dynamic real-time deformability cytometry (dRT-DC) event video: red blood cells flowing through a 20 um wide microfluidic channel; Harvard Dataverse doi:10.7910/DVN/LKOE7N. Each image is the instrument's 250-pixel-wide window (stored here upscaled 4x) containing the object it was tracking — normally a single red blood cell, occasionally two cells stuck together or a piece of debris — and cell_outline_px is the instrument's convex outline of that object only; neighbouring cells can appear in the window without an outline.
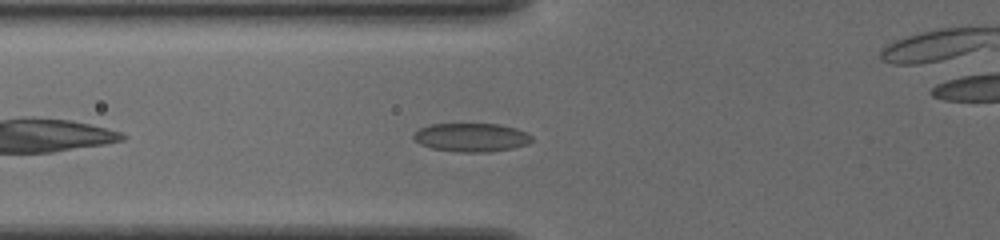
{"species": "common noctule bat (a hibernating species)", "species_latin": "Nyctalus noctula", "temperature_condition": "cold", "stored_images_in_passage": 39, "camera_frame_rate_fps": 3000, "um_per_image_px": 0.085, "animal": {"sex": "female", "body_mass_g": 19.5, "forearm_length_mm": 54.1}, "frame": {"image": 1, "passage_image": 5, "time_ms": 1.333, "image_size_px": [1000, 240], "cell_outline_px": [[532, 140], [528, 144], [512, 148], [488, 152], [456, 152], [432, 148], [420, 144], [412, 136], [420, 128], [432, 124], [496, 124], [516, 128], [532, 136]], "centroid_in_image_um": [40.06, 11.68], "position_along_channel_um": 85.7, "area_um2": 19.54}}
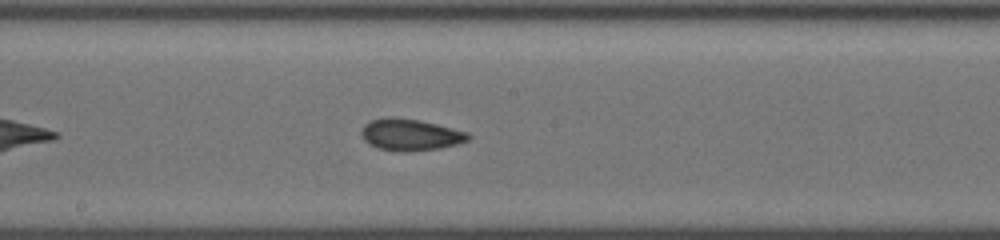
{"frame": {"image": 2, "passage_image": 15, "time_ms": 4.667, "image_size_px": [1000, 240], "cell_outline_px": [[472, 136], [468, 140], [456, 144], [440, 148], [408, 152], [400, 152], [376, 148], [368, 144], [364, 140], [360, 132], [364, 124], [372, 120], [388, 116], [392, 116], [420, 120], [468, 132]], "centroid_in_image_um": [34.85, 11.45], "position_along_channel_um": 213.4, "area_um2": 19.94}}
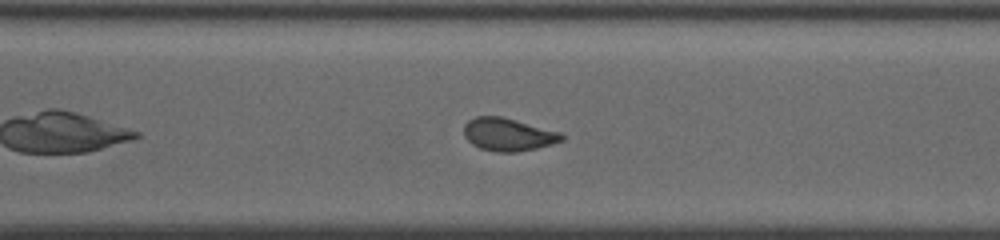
{"frame": {"image": 3, "passage_image": 24, "time_ms": 7.667, "image_size_px": [1000, 240], "cell_outline_px": [[564, 140], [552, 144], [536, 148], [516, 152], [496, 152], [480, 148], [472, 144], [464, 136], [464, 124], [468, 120], [476, 116], [500, 116], [516, 120], [560, 132], [564, 136]], "centroid_in_image_um": [43.17, 11.43], "position_along_channel_um": 327.4, "area_um2": 18.67}, "authors_computed_cell_mechanics": {"area_um2": 18.9584, "velocity_mm_per_s": 3.8195, "shape_relaxation_time_tau1_ms": null, "shape_relaxation_time_tau2_ms": 1.9507, "deformation_change_tau1": null, "deformation_change_tau2": 0.077}}